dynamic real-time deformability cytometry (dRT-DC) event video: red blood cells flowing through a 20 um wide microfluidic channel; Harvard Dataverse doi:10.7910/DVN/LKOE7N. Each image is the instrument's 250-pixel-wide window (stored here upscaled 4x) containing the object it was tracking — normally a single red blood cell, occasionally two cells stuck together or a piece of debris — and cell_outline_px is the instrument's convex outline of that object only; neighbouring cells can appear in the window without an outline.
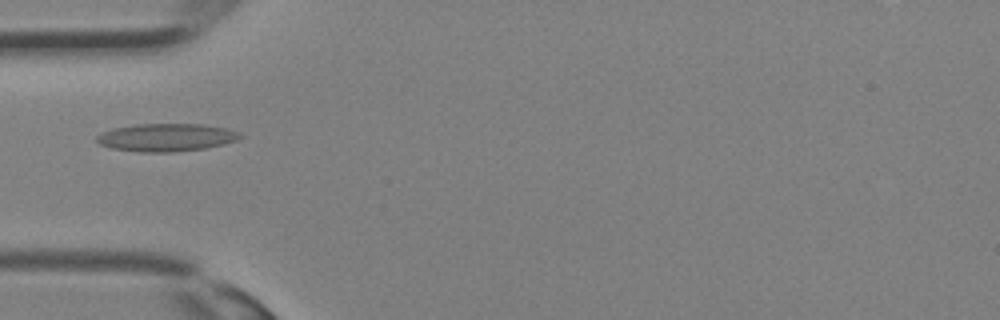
{"species": "Egyptian fruit bat (a non-hibernating species)", "species_latin": "Rousettus aegyptiacus", "temperature_condition": "room temperature", "stored_images_in_passage": 33, "camera_frame_rate_fps": 3000, "um_per_image_px": 0.085, "animal": {"sex": "female"}, "frame": {"image": 1, "passage_image": 11, "time_ms": 3.333, "image_size_px": [1000, 320], "cell_outline_px": [[244, 136], [236, 140], [224, 144], [204, 148], [172, 152], [140, 152], [112, 148], [100, 144], [96, 140], [96, 136], [112, 128], [136, 124], [204, 124], [228, 128], [240, 132]], "centroid_in_image_um": [14.17, 11.67], "position_along_channel_um": 70.8, "area_um2": 23.29}}
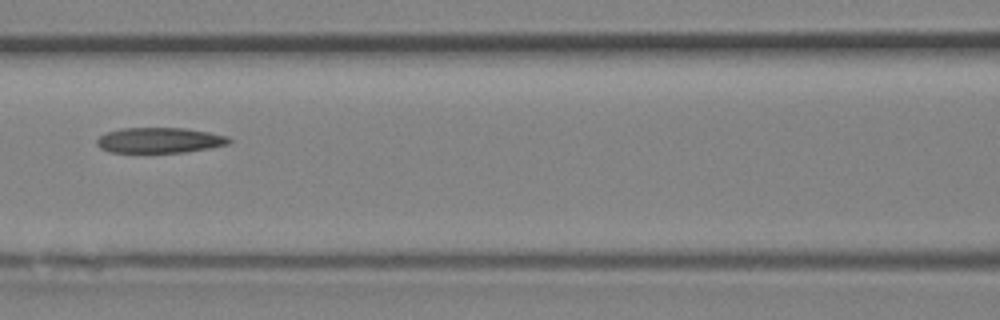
{"frame": {"image": 2, "passage_image": 15, "time_ms": 4.667, "image_size_px": [1000, 320], "cell_outline_px": [[232, 140], [228, 144], [212, 148], [188, 152], [108, 152], [100, 148], [96, 144], [96, 140], [100, 136], [108, 132], [120, 128], [184, 128], [208, 132], [228, 136]], "centroid_in_image_um": [13.58, 11.92], "position_along_channel_um": 153.0, "area_um2": 19.65}}
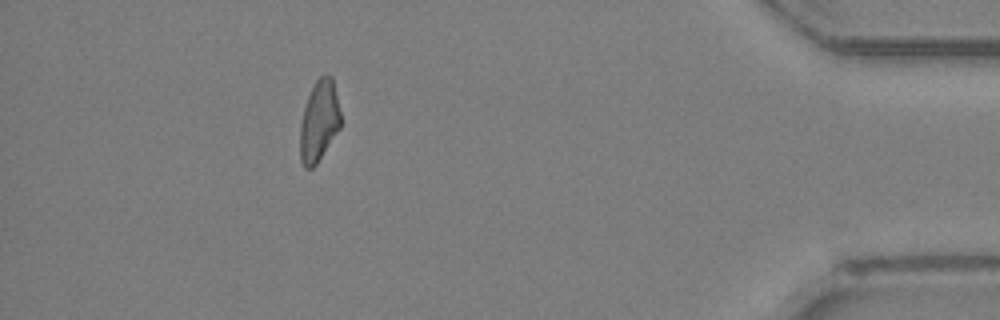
{"frame": {"image": 3, "passage_image": 30, "time_ms": 9.667, "image_size_px": [1000, 320], "cell_outline_px": [[340, 128], [316, 164], [312, 168], [304, 168], [300, 160], [300, 124], [304, 108], [308, 96], [316, 80], [320, 76], [332, 76], [340, 112]], "centroid_in_image_um": [27.11, 10.31], "position_along_channel_um": 408.1, "area_um2": 18.9}}